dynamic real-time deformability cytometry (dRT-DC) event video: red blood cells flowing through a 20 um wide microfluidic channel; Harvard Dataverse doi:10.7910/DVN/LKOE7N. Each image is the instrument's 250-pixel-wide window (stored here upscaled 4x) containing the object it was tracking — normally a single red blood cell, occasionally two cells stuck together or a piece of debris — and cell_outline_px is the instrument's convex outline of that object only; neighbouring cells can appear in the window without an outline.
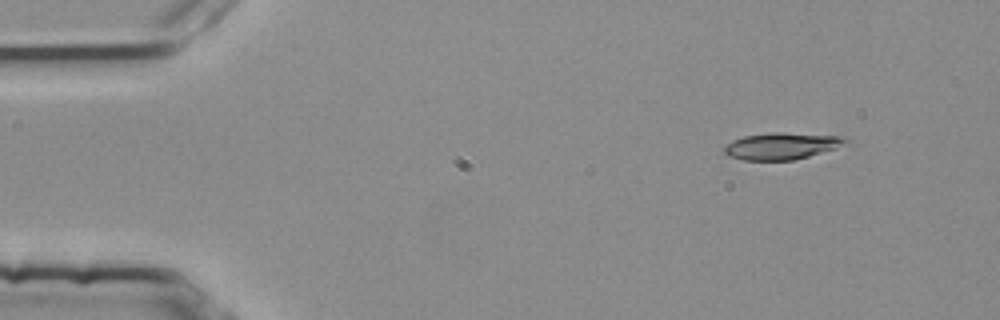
{"species": "common noctule bat (a hibernating species)", "species_latin": "Nyctalus noctula", "temperature_condition": "room temperature", "stored_images_in_passage": 3, "camera_frame_rate_fps": 3000, "um_per_image_px": 0.085, "animal": {"sex": "female", "body_mass_g": 25.1}, "frame": {"image": 1, "passage_image": 1, "time_ms": 0.0, "image_size_px": [1000, 320], "cell_outline_px": [[848, 144], [836, 148], [808, 156], [792, 160], [744, 160], [728, 156], [724, 152], [724, 148], [732, 140], [744, 136], [772, 132], [784, 132], [844, 136], [848, 140]], "centroid_in_image_um": [66.47, 12.4], "position_along_channel_um": 18.5, "area_um2": 18.96}}
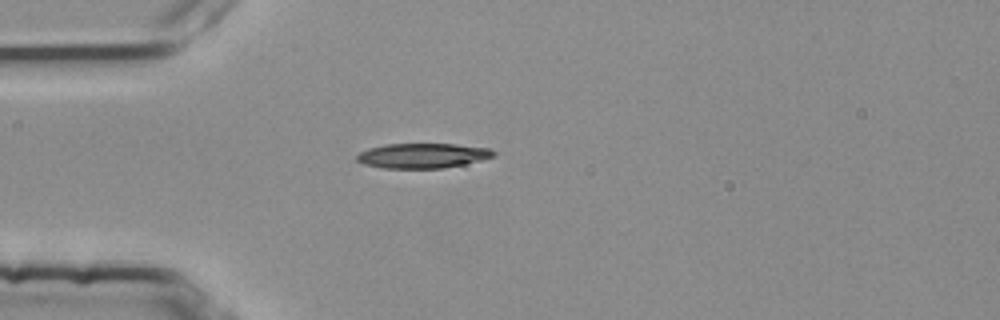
{"frame": {"image": 2, "passage_image": 3, "time_ms": 0.667, "image_size_px": [1000, 320], "cell_outline_px": [[496, 156], [480, 160], [444, 168], [384, 168], [364, 164], [356, 160], [356, 156], [360, 152], [368, 148], [388, 144], [456, 144], [488, 148], [496, 152]], "centroid_in_image_um": [35.92, 13.23], "position_along_channel_um": 49.1, "area_um2": 19.71}}